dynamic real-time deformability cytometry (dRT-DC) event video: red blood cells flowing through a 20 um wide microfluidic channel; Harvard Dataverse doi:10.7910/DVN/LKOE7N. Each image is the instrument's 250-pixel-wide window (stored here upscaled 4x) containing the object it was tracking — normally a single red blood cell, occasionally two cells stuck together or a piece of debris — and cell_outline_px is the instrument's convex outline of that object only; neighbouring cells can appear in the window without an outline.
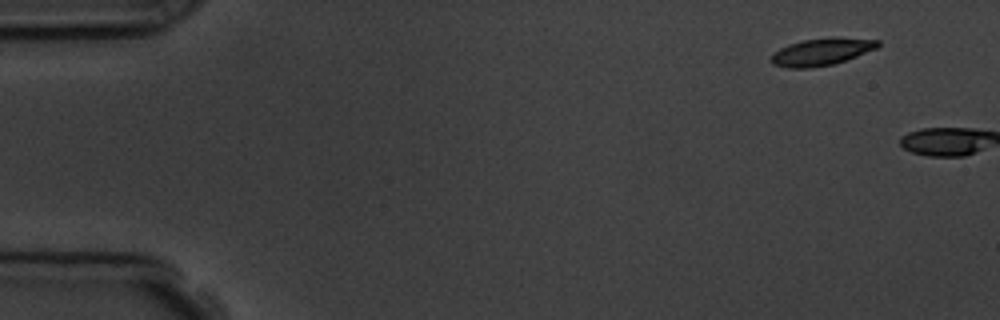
{"species": "common noctule bat (a hibernating species)", "species_latin": "Nyctalus noctula", "temperature_condition": "room temperature", "stored_images_in_passage": 5, "camera_frame_rate_fps": 3000, "um_per_image_px": 0.085, "animal": {"sex": "male", "body_mass_g": 19.5, "forearm_length_mm": 54.6}, "frame": {"image": 1, "passage_image": 1, "time_ms": 0.0, "image_size_px": [1000, 320], "cell_outline_px": [[880, 44], [876, 48], [856, 56], [832, 64], [812, 68], [788, 68], [772, 64], [768, 60], [772, 52], [788, 44], [804, 40], [832, 36], [880, 40]], "centroid_in_image_um": [69.77, 4.39], "position_along_channel_um": 15.2, "area_um2": 17.11}}
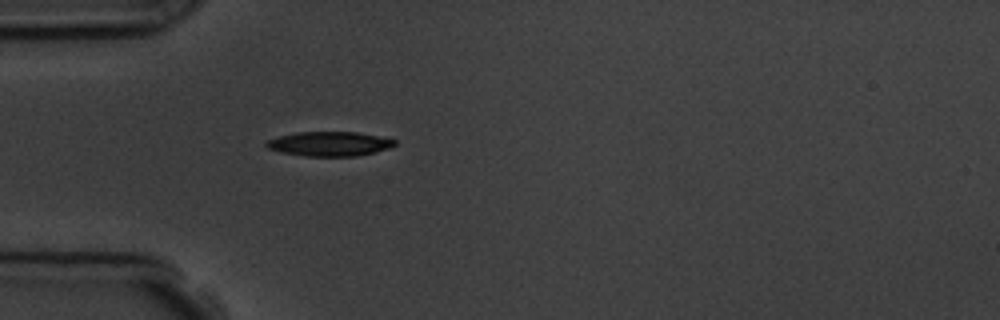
{"frame": {"image": 2, "passage_image": 5, "time_ms": 5.667, "image_size_px": [1000, 320], "cell_outline_px": [[396, 144], [392, 148], [376, 152], [356, 156], [304, 156], [280, 152], [268, 148], [264, 144], [268, 140], [280, 136], [296, 132], [356, 132], [396, 140]], "centroid_in_image_um": [28.01, 12.23], "position_along_channel_um": 57.0, "area_um2": 18.26}}